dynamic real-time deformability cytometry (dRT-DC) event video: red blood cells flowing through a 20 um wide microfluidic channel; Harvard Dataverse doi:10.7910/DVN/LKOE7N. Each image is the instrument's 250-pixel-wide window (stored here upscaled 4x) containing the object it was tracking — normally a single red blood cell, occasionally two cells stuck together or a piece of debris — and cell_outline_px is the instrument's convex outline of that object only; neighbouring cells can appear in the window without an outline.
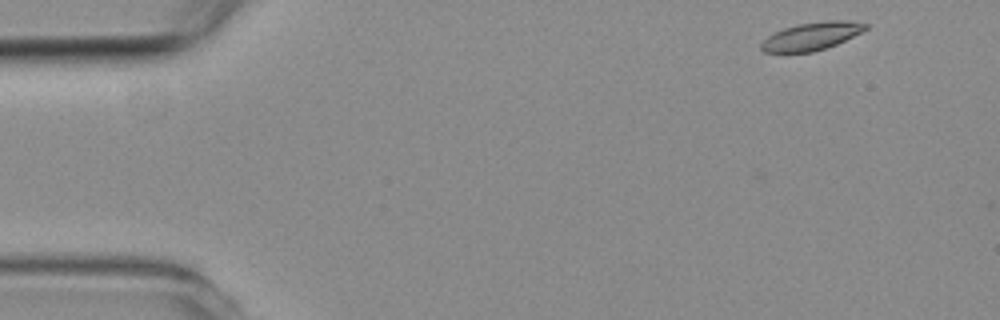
{"species": "common noctule bat (a hibernating species)", "species_latin": "Nyctalus noctula", "temperature_condition": "room temperature", "stored_images_in_passage": 4, "camera_frame_rate_fps": 3000, "um_per_image_px": 0.085, "animal": {"sex": "female", "body_mass_g": 19.3, "forearm_length_mm": 54.1}, "frame": {"image": 1, "passage_image": 1, "time_ms": 0.0, "image_size_px": [1000, 320], "cell_outline_px": [[868, 28], [836, 44], [812, 52], [764, 52], [760, 48], [760, 44], [768, 36], [784, 28], [796, 24], [828, 20], [848, 20], [868, 24]], "centroid_in_image_um": [68.97, 3.06], "position_along_channel_um": 16.0, "area_um2": 16.7}}
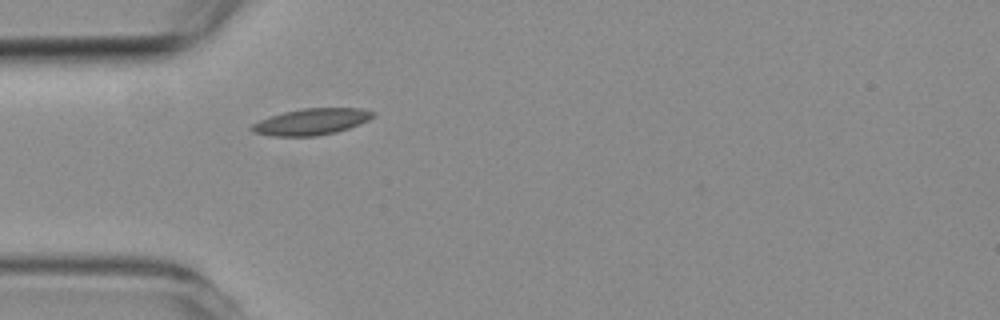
{"frame": {"image": 2, "passage_image": 4, "time_ms": 3.667, "image_size_px": [1000, 320], "cell_outline_px": [[376, 112], [368, 120], [348, 128], [336, 132], [316, 136], [272, 136], [252, 132], [248, 128], [252, 124], [268, 116], [284, 112], [304, 108], [360, 108]], "centroid_in_image_um": [26.42, 10.35], "position_along_channel_um": 58.6, "area_um2": 18.61}}